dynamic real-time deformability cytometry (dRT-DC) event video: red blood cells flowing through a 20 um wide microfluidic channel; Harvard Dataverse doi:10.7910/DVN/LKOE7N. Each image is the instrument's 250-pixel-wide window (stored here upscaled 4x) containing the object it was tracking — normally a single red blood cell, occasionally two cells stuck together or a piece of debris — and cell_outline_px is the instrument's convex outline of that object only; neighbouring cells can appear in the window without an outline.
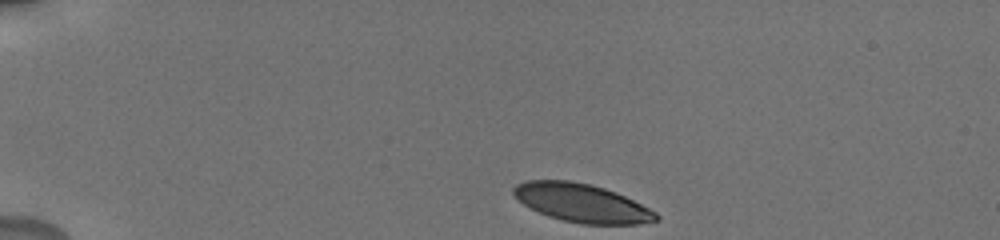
{"species": "human", "species_latin": "Homo sapiens", "temperature_condition": "cold", "stored_images_in_passage": 6, "camera_frame_rate_fps": 3000, "um_per_image_px": 0.085, "donor": {"sex": "male"}, "frame": {"image": 1, "passage_image": 1, "time_ms": 0.0, "image_size_px": [1000, 240], "cell_outline_px": [[660, 220], [636, 224], [580, 224], [548, 216], [524, 204], [512, 192], [512, 188], [516, 184], [528, 180], [568, 180], [592, 184], [616, 192], [656, 212], [660, 216]], "centroid_in_image_um": [49.46, 17.25], "position_along_channel_um": 35.5, "area_um2": 31.67}}
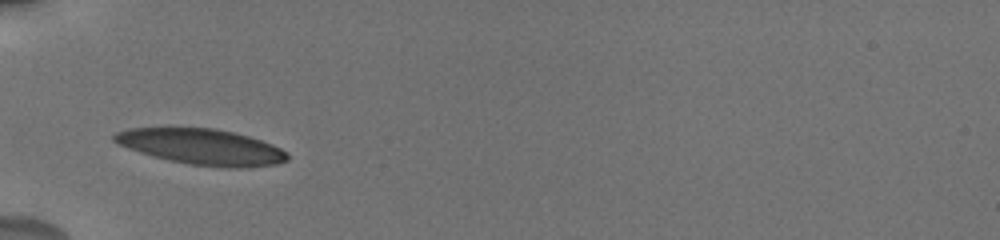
{"frame": {"image": 2, "passage_image": 5, "time_ms": 2.667, "image_size_px": [1000, 240], "cell_outline_px": [[288, 160], [276, 164], [244, 168], [228, 168], [188, 164], [168, 160], [140, 152], [128, 148], [112, 140], [112, 136], [116, 132], [128, 128], [168, 124], [216, 128], [248, 136], [272, 144], [288, 152]], "centroid_in_image_um": [17.07, 12.42], "position_along_channel_um": 67.9, "area_um2": 37.28}}